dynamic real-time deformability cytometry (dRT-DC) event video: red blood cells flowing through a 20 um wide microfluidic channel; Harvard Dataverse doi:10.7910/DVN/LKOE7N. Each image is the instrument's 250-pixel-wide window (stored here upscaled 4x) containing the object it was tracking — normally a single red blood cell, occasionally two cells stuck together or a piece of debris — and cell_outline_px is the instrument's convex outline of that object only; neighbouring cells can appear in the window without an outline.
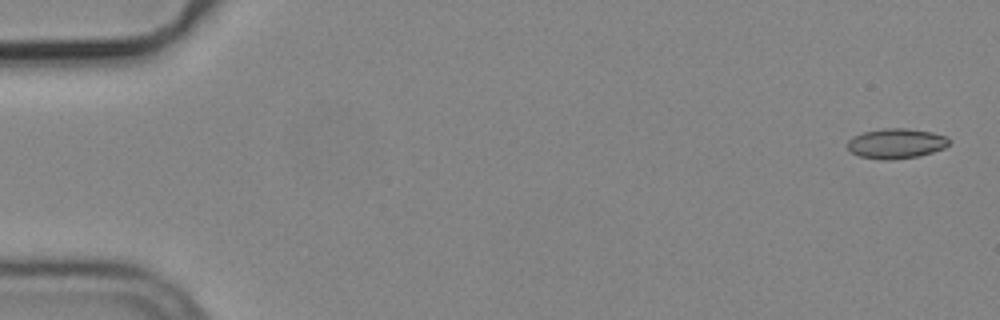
{"species": "common noctule bat (a hibernating species)", "species_latin": "Nyctalus noctula", "temperature_condition": "cold", "stored_images_in_passage": 6, "camera_frame_rate_fps": 3000, "um_per_image_px": 0.085, "animal": {"sex": "male", "body_mass_g": 19.2, "forearm_length_mm": 51.8}, "frame": {"image": 1, "passage_image": 1, "time_ms": 0.0, "image_size_px": [1000, 320], "cell_outline_px": [[948, 144], [944, 148], [920, 156], [892, 160], [880, 160], [860, 156], [852, 152], [848, 148], [848, 140], [852, 136], [864, 132], [884, 128], [904, 128], [932, 132], [944, 136], [948, 140]], "centroid_in_image_um": [76.14, 12.2], "position_along_channel_um": 8.9, "area_um2": 17.69}}
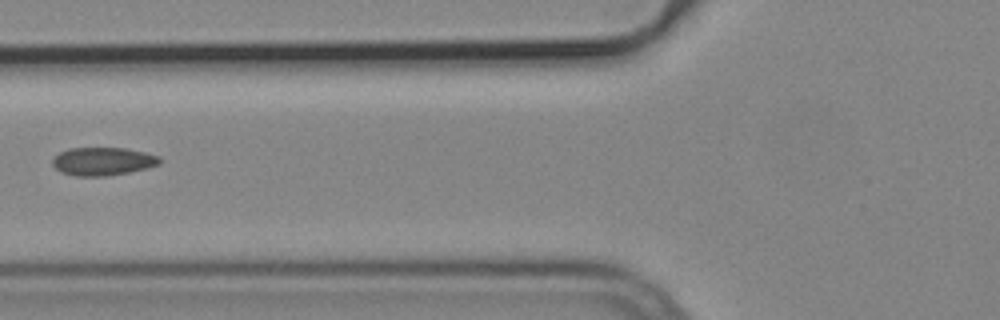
{"frame": {"image": 2, "passage_image": 6, "time_ms": 1.667, "image_size_px": [1000, 320], "cell_outline_px": [[160, 164], [148, 168], [108, 176], [76, 176], [60, 172], [52, 164], [52, 160], [60, 152], [68, 148], [124, 148], [144, 152], [160, 156]], "centroid_in_image_um": [8.74, 13.72], "position_along_channel_um": 117.1, "area_um2": 17.57}}